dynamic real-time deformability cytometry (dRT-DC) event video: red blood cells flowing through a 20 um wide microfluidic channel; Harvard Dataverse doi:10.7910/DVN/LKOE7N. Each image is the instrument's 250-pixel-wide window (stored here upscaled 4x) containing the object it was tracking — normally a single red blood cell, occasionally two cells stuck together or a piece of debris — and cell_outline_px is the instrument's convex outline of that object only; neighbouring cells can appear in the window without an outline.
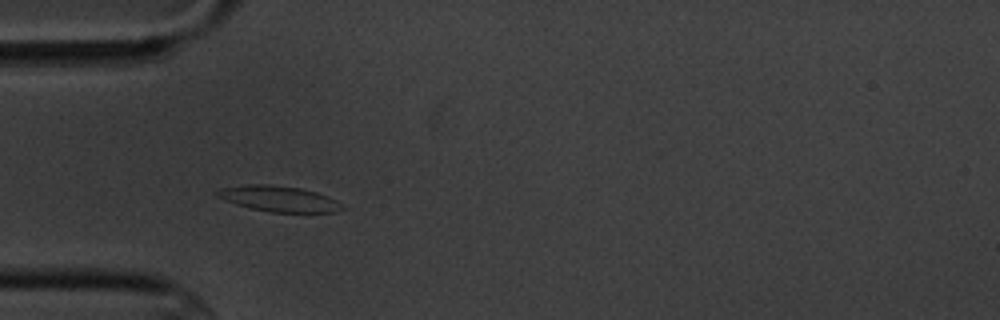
{"species": "common noctule bat (a hibernating species)", "species_latin": "Nyctalus noctula", "temperature_condition": "cold", "stored_images_in_passage": 2, "camera_frame_rate_fps": 3000, "um_per_image_px": 0.085, "animal": {"sex": "male", "body_mass_g": 20.1, "forearm_length_mm": 53.5}, "frame": {"image": 1, "passage_image": 1, "time_ms": 0.0, "image_size_px": [1000, 320], "cell_outline_px": [[348, 208], [336, 212], [272, 212], [252, 208], [236, 204], [216, 196], [216, 192], [220, 188], [244, 184], [268, 184], [300, 188], [316, 192], [328, 196], [336, 200]], "centroid_in_image_um": [23.74, 16.89], "position_along_channel_um": 61.3, "area_um2": 18.73}}
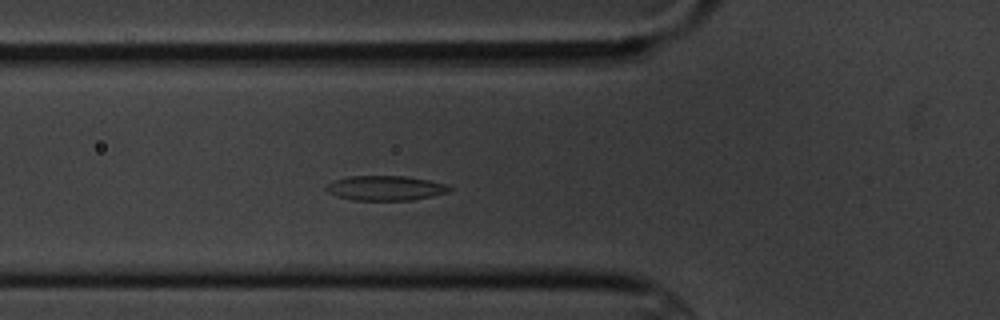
{"frame": {"image": 2, "passage_image": 2, "time_ms": 1.0, "image_size_px": [1000, 320], "cell_outline_px": [[452, 188], [448, 192], [432, 196], [412, 200], [352, 200], [336, 196], [328, 192], [324, 188], [332, 180], [348, 176], [404, 176], [428, 180], [448, 184]], "centroid_in_image_um": [32.74, 15.98], "position_along_channel_um": 93.1, "area_um2": 17.86}}